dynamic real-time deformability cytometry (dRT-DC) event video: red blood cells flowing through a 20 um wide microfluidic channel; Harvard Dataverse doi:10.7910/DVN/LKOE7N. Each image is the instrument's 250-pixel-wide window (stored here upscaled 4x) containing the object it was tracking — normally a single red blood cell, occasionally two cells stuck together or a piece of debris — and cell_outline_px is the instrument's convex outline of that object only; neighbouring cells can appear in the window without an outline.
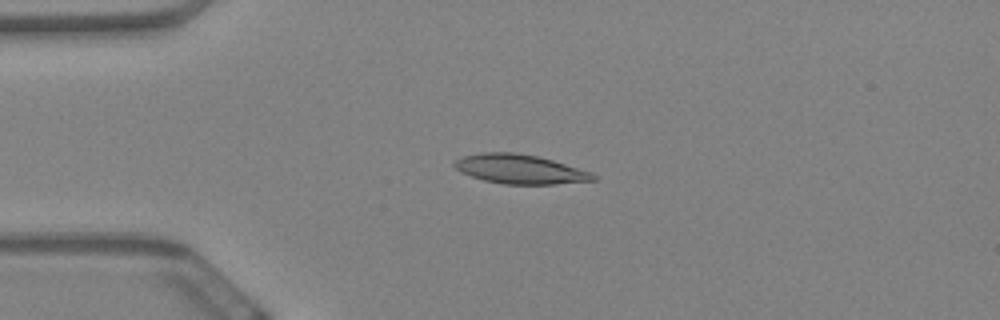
{"species": "Egyptian fruit bat (a non-hibernating species)", "species_latin": "Rousettus aegyptiacus", "temperature_condition": "warm", "stored_images_in_passage": 35, "camera_frame_rate_fps": 3000, "um_per_image_px": 0.085, "animal": {"sex": "female"}, "frame": {"image": 1, "passage_image": 3, "time_ms": 0.667, "image_size_px": [1000, 320], "cell_outline_px": [[596, 180], [552, 184], [504, 184], [484, 180], [460, 172], [452, 164], [460, 156], [480, 152], [516, 152], [536, 156], [552, 160], [592, 172], [596, 176]], "centroid_in_image_um": [44.16, 14.37], "position_along_channel_um": 40.8, "area_um2": 23.64}}
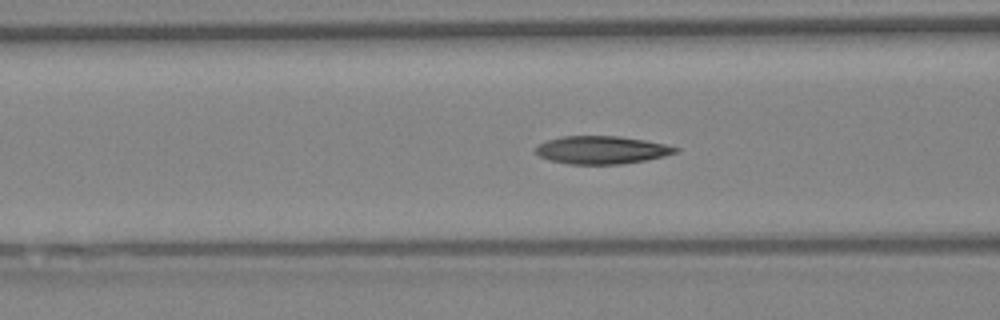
{"frame": {"image": 2, "passage_image": 12, "time_ms": 3.667, "image_size_px": [1000, 320], "cell_outline_px": [[680, 152], [664, 156], [644, 160], [620, 164], [568, 164], [552, 160], [540, 156], [536, 152], [536, 148], [540, 144], [548, 140], [560, 136], [620, 136], [644, 140], [664, 144], [680, 148]], "centroid_in_image_um": [51.18, 12.74], "position_along_channel_um": 115.4, "area_um2": 22.54}}
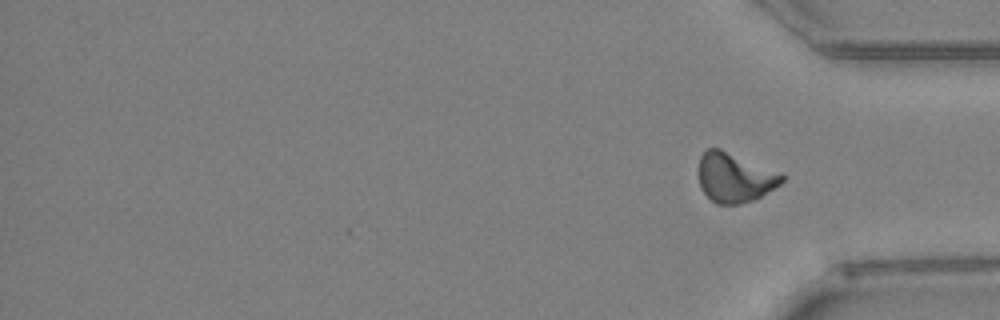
{"frame": {"image": 3, "passage_image": 35, "time_ms": 11.333, "image_size_px": [1000, 320], "cell_outline_px": [[784, 180], [780, 184], [760, 196], [752, 200], [740, 204], [716, 204], [700, 188], [696, 172], [700, 156], [708, 148], [720, 148], [784, 176]], "centroid_in_image_um": [62.34, 15.1], "position_along_channel_um": 372.9, "area_um2": 23.64}, "authors_computed_cell_mechanics": {"area_um2": 22.8888, "velocity_mm_per_s": 3.3796, "shape_relaxation_time_tau1_ms": null, "shape_relaxation_time_tau2_ms": 2.3304, "deformation_change_tau1": null, "deformation_change_tau2": 0.0915}}